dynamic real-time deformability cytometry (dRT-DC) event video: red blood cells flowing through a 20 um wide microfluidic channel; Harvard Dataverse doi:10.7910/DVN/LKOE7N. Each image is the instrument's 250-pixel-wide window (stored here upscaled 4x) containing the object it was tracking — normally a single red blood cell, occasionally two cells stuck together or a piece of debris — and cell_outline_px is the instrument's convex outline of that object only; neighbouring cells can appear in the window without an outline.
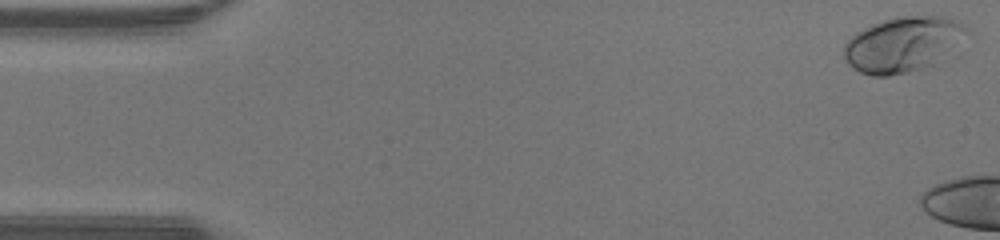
{"species": "human", "species_latin": "Homo sapiens", "temperature_condition": "warm", "stored_images_in_passage": 5, "camera_frame_rate_fps": 3000, "um_per_image_px": 0.085, "donor": {"sex": "male"}, "frame": {"image": 1, "passage_image": 1, "time_ms": 0.0, "image_size_px": [1000, 240], "cell_outline_px": [[976, 36], [932, 64], [924, 68], [908, 72], [888, 76], [872, 76], [860, 72], [852, 68], [848, 64], [844, 56], [844, 44], [856, 32], [872, 24], [884, 20], [904, 16], [944, 16], [956, 20], [972, 28]], "centroid_in_image_um": [76.89, 3.76], "position_along_channel_um": 8.1, "area_um2": 40.46}}